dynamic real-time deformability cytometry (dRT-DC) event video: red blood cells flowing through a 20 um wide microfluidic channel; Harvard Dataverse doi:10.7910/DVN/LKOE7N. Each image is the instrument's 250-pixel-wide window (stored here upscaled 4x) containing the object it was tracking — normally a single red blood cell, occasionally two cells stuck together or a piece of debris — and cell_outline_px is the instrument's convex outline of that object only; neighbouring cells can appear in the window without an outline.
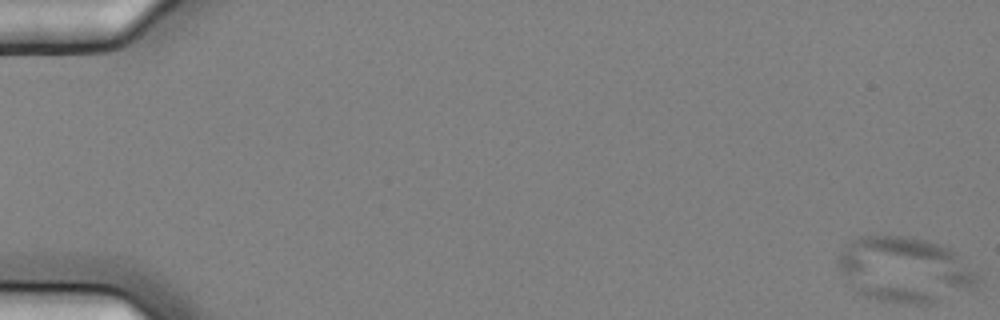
{"species": "common noctule bat (a hibernating species)", "species_latin": "Nyctalus noctula", "temperature_condition": "cold", "stored_images_in_passage": 5, "camera_frame_rate_fps": 3000, "um_per_image_px": 0.085, "animal": {"sex": "female", "body_mass_g": 25.1}, "frame": {"image": 1, "passage_image": 1, "time_ms": 0.0, "image_size_px": [1000, 320], "cell_outline_px": [[980, 284], [976, 288], [932, 304], [908, 304], [880, 300], [864, 296], [856, 292], [852, 288], [836, 268], [836, 260], [844, 244], [860, 236], [908, 236], [928, 240], [952, 248], [976, 272], [980, 280]], "centroid_in_image_um": [76.9, 22.92], "position_along_channel_um": 8.1, "area_um2": 54.22}}